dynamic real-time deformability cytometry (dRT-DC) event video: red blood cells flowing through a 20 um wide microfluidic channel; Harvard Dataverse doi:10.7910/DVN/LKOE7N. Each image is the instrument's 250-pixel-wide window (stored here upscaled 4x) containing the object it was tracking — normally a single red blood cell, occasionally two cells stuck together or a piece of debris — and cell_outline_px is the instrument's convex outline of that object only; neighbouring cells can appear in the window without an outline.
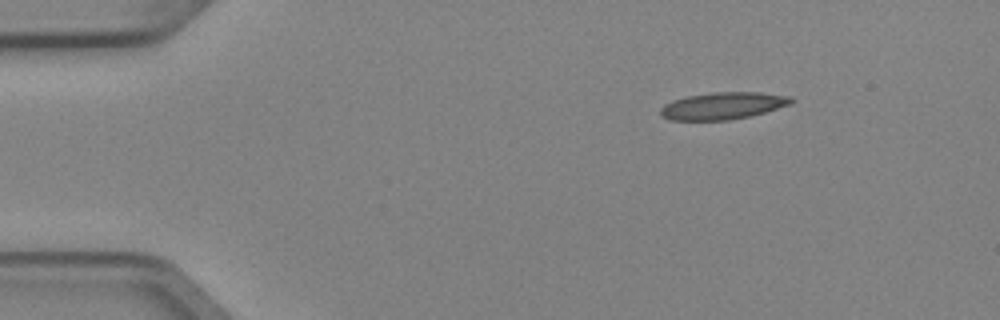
{"species": "Egyptian fruit bat (a non-hibernating species)", "species_latin": "Rousettus aegyptiacus", "temperature_condition": "cold", "stored_images_in_passage": 3, "camera_frame_rate_fps": 3000, "um_per_image_px": 0.085, "animal": {"sex": "female"}, "frame": {"image": 1, "passage_image": 1, "time_ms": 0.0, "image_size_px": [1000, 320], "cell_outline_px": [[796, 100], [792, 104], [764, 112], [748, 116], [728, 120], [668, 120], [660, 112], [660, 108], [664, 104], [672, 100], [688, 96], [712, 92], [760, 92], [792, 96]], "centroid_in_image_um": [61.48, 8.98], "position_along_channel_um": 23.5, "area_um2": 20.69}}